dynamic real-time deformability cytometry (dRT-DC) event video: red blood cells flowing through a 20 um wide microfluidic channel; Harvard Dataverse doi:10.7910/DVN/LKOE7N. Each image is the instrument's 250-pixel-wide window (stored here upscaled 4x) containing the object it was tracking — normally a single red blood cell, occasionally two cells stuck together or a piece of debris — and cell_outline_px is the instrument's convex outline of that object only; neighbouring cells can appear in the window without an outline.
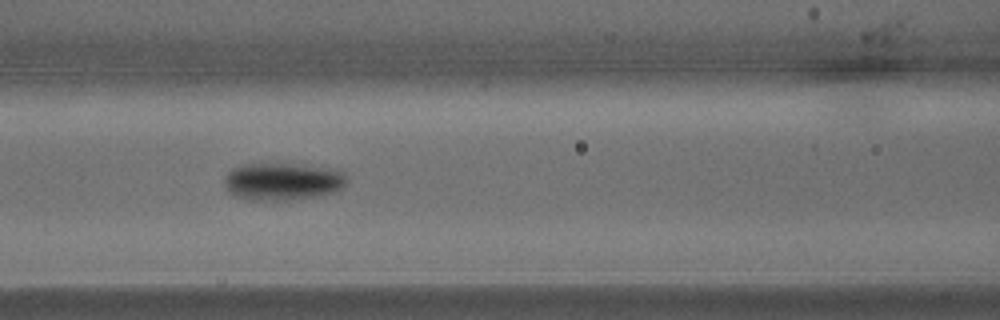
{"species": "common noctule bat (a hibernating species)", "species_latin": "Nyctalus noctula", "temperature_condition": "warm", "stored_images_in_passage": 28, "camera_frame_rate_fps": 3000, "um_per_image_px": 0.085, "animal": {"sex": "male", "body_mass_g": 15.6}, "frame": {"image": 1, "passage_image": 13, "time_ms": 4.0, "image_size_px": [1000, 320], "cell_outline_px": [[348, 180], [340, 188], [332, 192], [320, 196], [288, 200], [248, 200], [236, 196], [228, 192], [224, 188], [224, 176], [232, 168], [244, 164], [284, 164], [328, 168], [344, 172]], "centroid_in_image_um": [23.96, 15.44], "position_along_channel_um": 142.6, "area_um2": 26.65}}
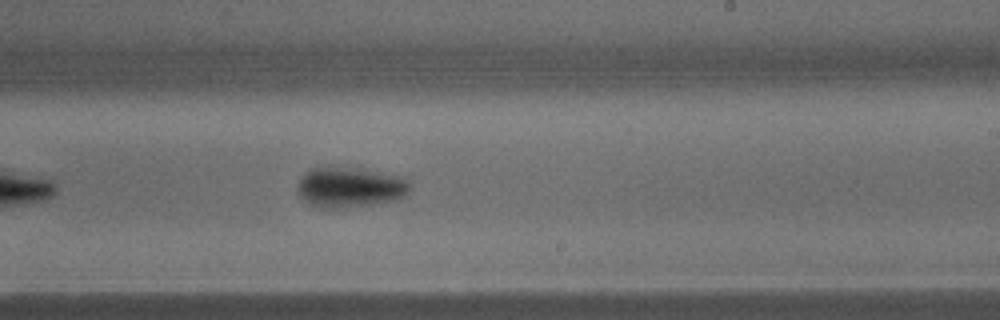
{"frame": {"image": 2, "passage_image": 19, "time_ms": 6.0, "image_size_px": [1000, 320], "cell_outline_px": [[412, 188], [400, 200], [376, 204], [348, 208], [320, 208], [308, 204], [300, 196], [300, 180], [312, 168], [348, 168], [404, 176], [412, 184]], "centroid_in_image_um": [29.85, 15.96], "position_along_channel_um": 259.1, "area_um2": 26.24}}
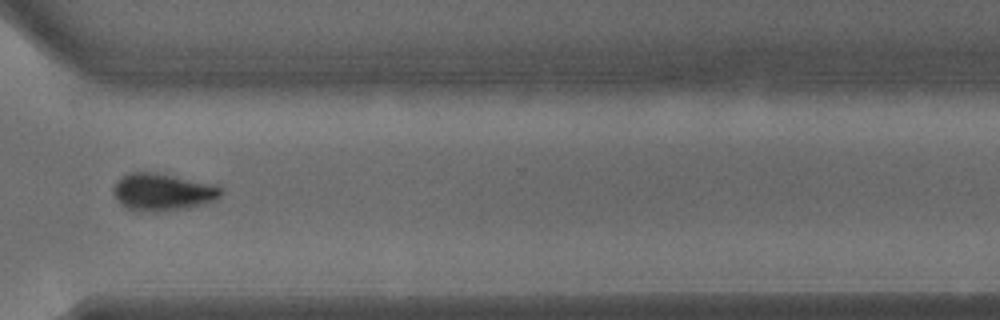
{"frame": {"image": 3, "passage_image": 24, "time_ms": 7.667, "image_size_px": [1000, 320], "cell_outline_px": [[224, 192], [216, 200], [204, 204], [188, 208], [156, 212], [132, 212], [120, 204], [116, 200], [112, 192], [112, 188], [116, 180], [132, 172], [156, 172], [216, 184], [224, 188]], "centroid_in_image_um": [13.82, 16.34], "position_along_channel_um": 356.8, "area_um2": 24.1}}